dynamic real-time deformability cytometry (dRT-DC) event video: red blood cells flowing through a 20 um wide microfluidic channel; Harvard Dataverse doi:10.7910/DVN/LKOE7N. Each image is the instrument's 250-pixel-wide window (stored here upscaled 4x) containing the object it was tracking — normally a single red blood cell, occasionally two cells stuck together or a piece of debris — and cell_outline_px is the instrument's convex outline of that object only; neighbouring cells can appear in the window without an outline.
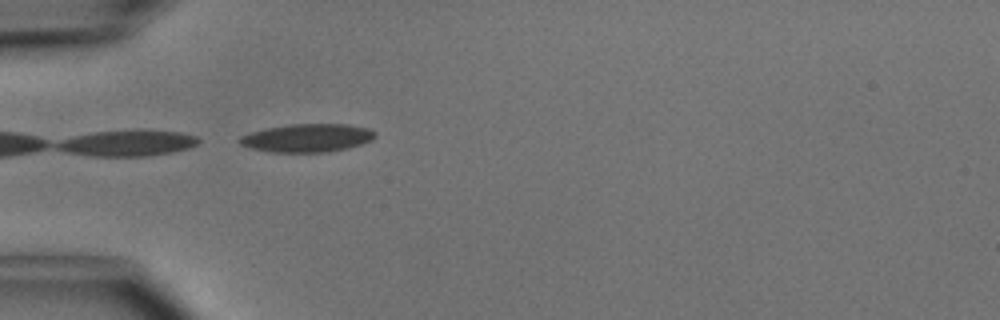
{"species": "common noctule bat (a hibernating species)", "species_latin": "Nyctalus noctula", "temperature_condition": "cold", "stored_images_in_passage": 4, "camera_frame_rate_fps": 3000, "um_per_image_px": 0.085, "animal": {"sex": "male", "body_mass_g": 15.6}, "frame": {"image": 1, "passage_image": 1, "time_ms": 0.0, "image_size_px": [1000, 320], "cell_outline_px": [[376, 136], [372, 140], [348, 148], [328, 152], [272, 152], [252, 148], [240, 144], [236, 140], [240, 136], [252, 132], [268, 128], [292, 124], [348, 124], [368, 128], [376, 132]], "centroid_in_image_um": [26.14, 11.72], "position_along_channel_um": 58.9, "area_um2": 22.2}}